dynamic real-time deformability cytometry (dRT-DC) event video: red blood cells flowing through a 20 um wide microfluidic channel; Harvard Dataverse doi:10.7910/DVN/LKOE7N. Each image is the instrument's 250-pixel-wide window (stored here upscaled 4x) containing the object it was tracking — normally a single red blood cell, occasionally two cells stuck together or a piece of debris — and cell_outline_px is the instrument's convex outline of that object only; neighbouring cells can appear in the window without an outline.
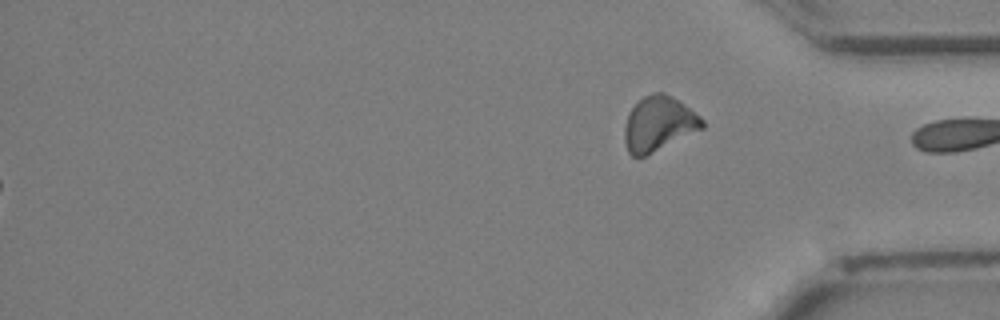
{"species": "Egyptian fruit bat (a non-hibernating species)", "species_latin": "Rousettus aegyptiacus", "temperature_condition": "cold", "stored_images_in_passage": 37, "segment_of_instrument_passage": [2, 2], "camera_frame_rate_fps": 3000, "um_per_image_px": 0.085, "animal": {"sex": "female"}, "frame": {"image": 1, "passage_image": 37, "time_ms": 12.0, "image_size_px": [1000, 320], "cell_outline_px": [[704, 128], [644, 156], [632, 156], [628, 152], [624, 140], [624, 128], [628, 112], [644, 96], [652, 92], [664, 92], [680, 100], [700, 116], [704, 120]], "centroid_in_image_um": [55.99, 10.5], "position_along_channel_um": 379.2, "area_um2": 24.74}}